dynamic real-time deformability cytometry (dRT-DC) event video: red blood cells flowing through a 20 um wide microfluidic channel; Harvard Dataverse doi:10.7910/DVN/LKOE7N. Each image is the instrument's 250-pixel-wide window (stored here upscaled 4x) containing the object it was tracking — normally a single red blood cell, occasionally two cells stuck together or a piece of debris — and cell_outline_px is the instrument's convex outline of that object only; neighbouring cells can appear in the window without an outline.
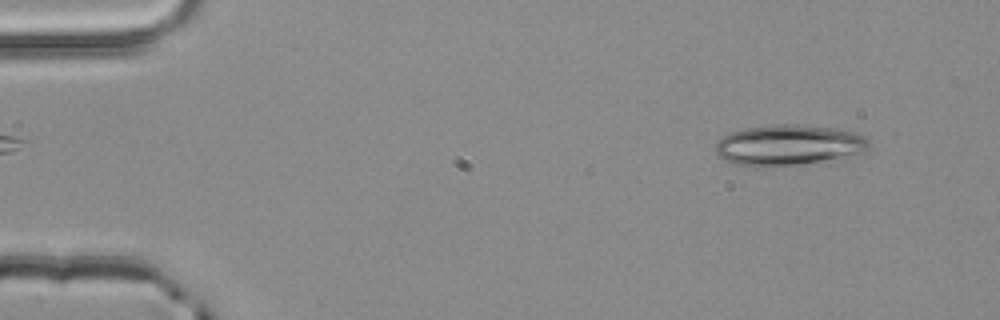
{"species": "common noctule bat (a hibernating species)", "species_latin": "Nyctalus noctula", "temperature_condition": "room temperature", "stored_images_in_passage": 3, "camera_frame_rate_fps": 3000, "um_per_image_px": 0.085, "animal": {"sex": "male", "body_mass_g": 20.4}, "frame": {"image": 1, "passage_image": 3, "time_ms": 0.667, "image_size_px": [1000, 320], "cell_outline_px": [[872, 148], [868, 152], [844, 160], [756, 168], [732, 164], [716, 156], [716, 144], [724, 136], [732, 132], [748, 128], [772, 124], [804, 124], [836, 128], [856, 132], [864, 136], [872, 144]], "centroid_in_image_um": [67.16, 12.36], "position_along_channel_um": 17.8, "area_um2": 37.8}}